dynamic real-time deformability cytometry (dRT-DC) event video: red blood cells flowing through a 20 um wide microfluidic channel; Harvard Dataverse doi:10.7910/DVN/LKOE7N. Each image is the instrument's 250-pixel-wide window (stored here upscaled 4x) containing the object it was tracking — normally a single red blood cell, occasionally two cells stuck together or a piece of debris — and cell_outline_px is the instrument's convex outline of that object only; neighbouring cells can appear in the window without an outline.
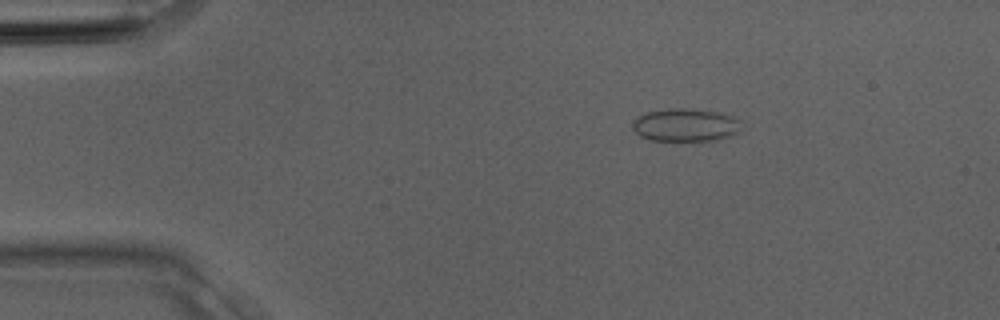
{"species": "Egyptian fruit bat (a non-hibernating species)", "species_latin": "Rousettus aegyptiacus", "temperature_condition": "room temperature", "stored_images_in_passage": 2, "camera_frame_rate_fps": 3000, "um_per_image_px": 0.085, "animal": {"sex": "male"}, "frame": {"image": 1, "passage_image": 1, "time_ms": 0.0, "image_size_px": [1000, 320], "cell_outline_px": [[740, 132], [732, 136], [700, 144], [648, 140], [640, 136], [632, 128], [632, 120], [636, 116], [648, 112], [668, 108], [692, 108], [720, 112], [736, 116], [740, 120]], "centroid_in_image_um": [58.3, 10.67], "position_along_channel_um": 26.7, "area_um2": 22.31}}